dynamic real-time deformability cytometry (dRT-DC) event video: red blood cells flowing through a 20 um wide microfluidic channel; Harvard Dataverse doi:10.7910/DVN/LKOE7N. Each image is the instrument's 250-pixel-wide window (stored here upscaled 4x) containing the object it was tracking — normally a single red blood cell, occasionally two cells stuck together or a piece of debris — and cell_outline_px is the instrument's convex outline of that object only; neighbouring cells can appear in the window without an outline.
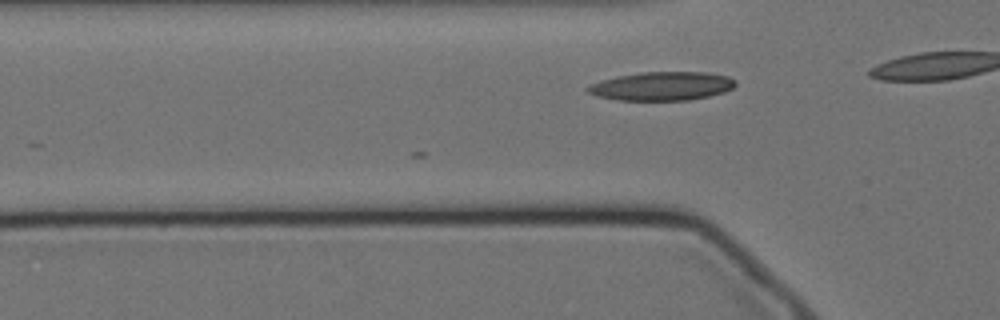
{"species": "Egyptian fruit bat (a non-hibernating species)", "species_latin": "Rousettus aegyptiacus", "temperature_condition": "cold", "stored_images_in_passage": 6, "camera_frame_rate_fps": 3000, "um_per_image_px": 0.085, "animal": {"sex": "female"}, "frame": {"image": 1, "passage_image": 2, "time_ms": 0.333, "image_size_px": [1000, 320], "cell_outline_px": [[736, 84], [732, 88], [724, 92], [708, 96], [688, 100], [616, 100], [596, 96], [588, 92], [584, 88], [592, 84], [616, 76], [640, 72], [708, 72], [728, 76], [736, 80]], "centroid_in_image_um": [56.27, 7.32], "position_along_channel_um": 69.5, "area_um2": 24.68}}
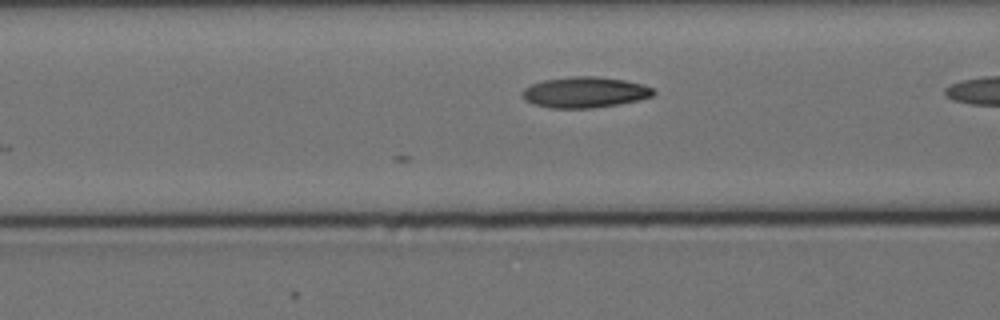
{"frame": {"image": 2, "passage_image": 6, "time_ms": 1.667, "image_size_px": [1000, 320], "cell_outline_px": [[656, 92], [652, 96], [640, 100], [620, 104], [592, 108], [548, 108], [532, 104], [524, 100], [520, 92], [524, 88], [532, 84], [544, 80], [572, 76], [596, 76], [624, 80], [644, 84], [652, 88]], "centroid_in_image_um": [49.7, 7.85], "position_along_channel_um": 116.9, "area_um2": 23.81}}